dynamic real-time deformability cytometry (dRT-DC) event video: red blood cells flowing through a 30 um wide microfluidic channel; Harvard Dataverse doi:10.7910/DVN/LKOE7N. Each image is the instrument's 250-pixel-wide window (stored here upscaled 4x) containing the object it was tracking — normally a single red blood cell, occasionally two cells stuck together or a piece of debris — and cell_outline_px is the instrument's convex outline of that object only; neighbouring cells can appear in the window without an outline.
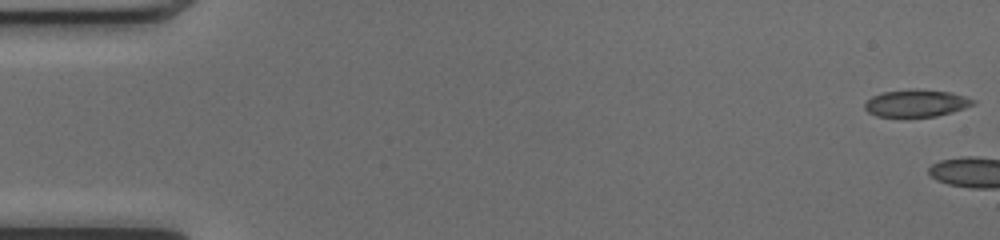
{"species": "common noctule bat (a hibernating species)", "species_latin": "Nyctalus noctula", "temperature_condition": "cold", "stored_images_in_passage": 4, "camera_frame_rate_fps": 3000, "um_per_image_px": 0.085, "animal": {"sex": "female", "body_mass_g": 17.0, "forearm_length_mm": 48.0}, "frame": {"image": 1, "passage_image": 1, "time_ms": 0.0, "image_size_px": [1000, 240], "cell_outline_px": [[976, 104], [952, 112], [936, 116], [876, 116], [868, 112], [864, 108], [864, 104], [872, 96], [880, 92], [912, 88], [916, 88], [952, 92], [976, 100]], "centroid_in_image_um": [77.89, 8.75], "position_along_channel_um": 7.1, "area_um2": 17.34}}